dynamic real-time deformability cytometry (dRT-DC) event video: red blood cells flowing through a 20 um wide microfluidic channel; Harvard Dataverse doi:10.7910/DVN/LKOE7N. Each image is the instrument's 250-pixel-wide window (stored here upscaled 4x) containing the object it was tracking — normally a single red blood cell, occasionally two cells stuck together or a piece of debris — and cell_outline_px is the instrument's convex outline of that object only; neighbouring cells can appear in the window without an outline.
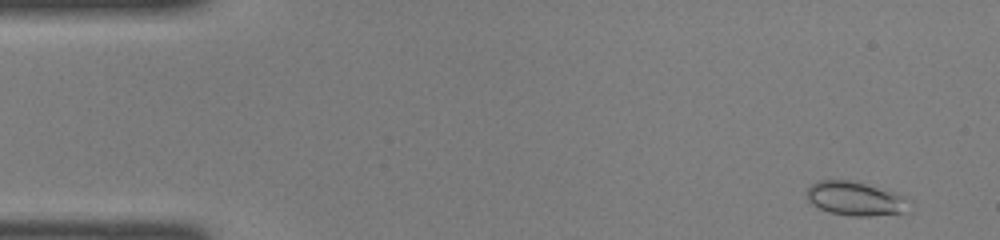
{"species": "common noctule bat (a hibernating species)", "species_latin": "Nyctalus noctula", "temperature_condition": "room temperature", "stored_images_in_passage": 45, "camera_frame_rate_fps": 3000, "um_per_image_px": 0.085, "animal": {"sex": "female", "body_mass_g": 22.0, "forearm_length_mm": 56.7}, "frame": {"image": 1, "passage_image": 2, "time_ms": 0.333, "image_size_px": [1000, 240], "cell_outline_px": [[900, 212], [868, 216], [856, 216], [832, 212], [820, 208], [808, 200], [808, 188], [812, 184], [820, 180], [844, 180], [864, 184], [876, 188], [896, 196]], "centroid_in_image_um": [72.4, 16.87], "position_along_channel_um": 12.6, "area_um2": 18.03}}
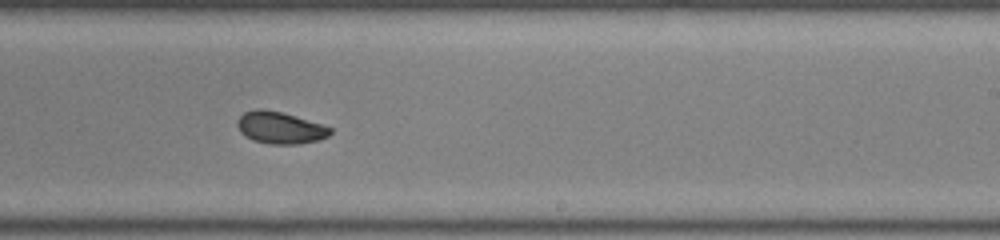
{"frame": {"image": 2, "passage_image": 27, "time_ms": 8.667, "image_size_px": [1000, 240], "cell_outline_px": [[332, 132], [328, 136], [316, 140], [296, 144], [268, 144], [256, 140], [240, 132], [236, 124], [236, 120], [244, 112], [256, 108], [260, 108], [280, 112], [320, 124], [332, 128]], "centroid_in_image_um": [23.77, 10.85], "position_along_channel_um": 265.2, "area_um2": 16.94}}
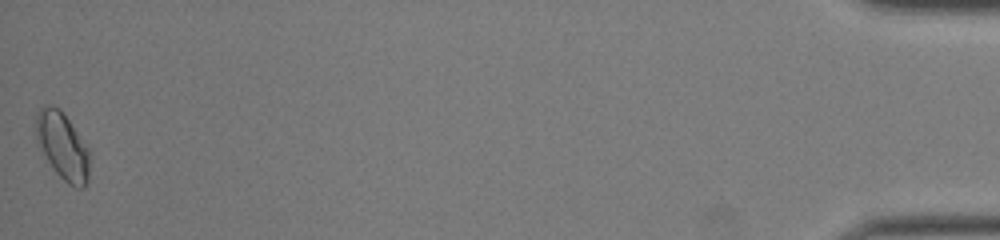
{"frame": {"image": 3, "passage_image": 45, "time_ms": 14.667, "image_size_px": [1000, 240], "cell_outline_px": [[88, 184], [84, 188], [76, 188], [68, 184], [56, 172], [48, 160], [36, 140], [36, 116], [40, 108], [44, 104], [52, 104], [60, 108], [88, 148]], "centroid_in_image_um": [5.31, 12.39], "position_along_channel_um": 429.9, "area_um2": 20.69}}